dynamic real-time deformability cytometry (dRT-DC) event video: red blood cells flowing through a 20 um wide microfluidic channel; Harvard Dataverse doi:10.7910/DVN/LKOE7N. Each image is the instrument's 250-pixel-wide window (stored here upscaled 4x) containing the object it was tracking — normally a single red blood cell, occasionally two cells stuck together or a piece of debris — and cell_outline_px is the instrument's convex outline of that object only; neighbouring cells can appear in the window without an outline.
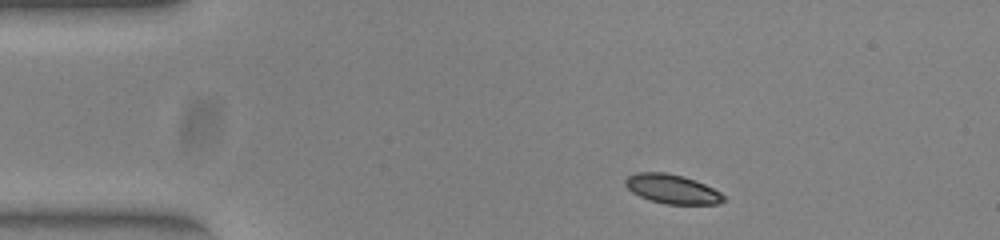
{"species": "common noctule bat (a hibernating species)", "species_latin": "Nyctalus noctula", "temperature_condition": "warm", "stored_images_in_passage": 44, "camera_frame_rate_fps": 3000, "um_per_image_px": 0.085, "animal": {"sex": "female", "body_mass_g": 23.0, "forearm_length_mm": 53.4}, "frame": {"image": 1, "passage_image": 1, "time_ms": 0.0, "image_size_px": [1000, 240], "cell_outline_px": [[724, 200], [716, 204], [664, 204], [648, 200], [632, 192], [624, 184], [624, 180], [628, 176], [636, 172], [664, 172], [684, 176], [704, 184], [720, 192], [724, 196]], "centroid_in_image_um": [57.09, 16.06], "position_along_channel_um": 27.9, "area_um2": 16.7}}
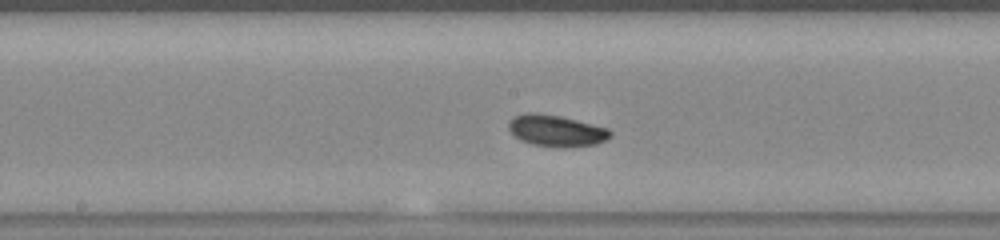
{"frame": {"image": 2, "passage_image": 19, "time_ms": 6.0, "image_size_px": [1000, 240], "cell_outline_px": [[612, 136], [608, 140], [596, 144], [556, 148], [532, 144], [516, 136], [508, 128], [508, 124], [516, 116], [528, 112], [536, 112], [560, 116], [608, 128], [612, 132]], "centroid_in_image_um": [47.34, 11.11], "position_along_channel_um": 200.9, "area_um2": 18.5}}
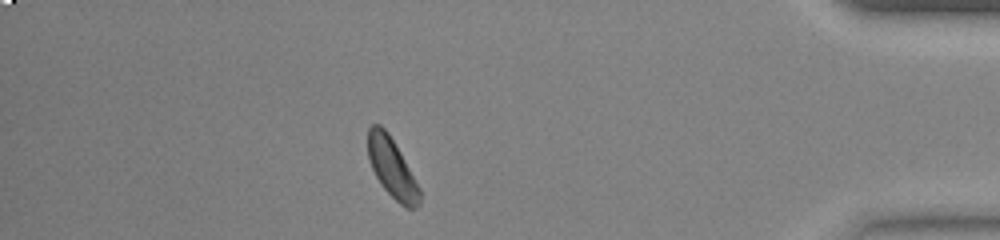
{"frame": {"image": 3, "passage_image": 38, "time_ms": 12.333, "image_size_px": [1000, 240], "cell_outline_px": [[420, 204], [416, 208], [408, 208], [400, 204], [380, 184], [368, 160], [368, 128], [372, 124], [380, 124], [388, 132], [400, 152], [420, 188]], "centroid_in_image_um": [33.31, 14.26], "position_along_channel_um": 401.9, "area_um2": 17.74}}